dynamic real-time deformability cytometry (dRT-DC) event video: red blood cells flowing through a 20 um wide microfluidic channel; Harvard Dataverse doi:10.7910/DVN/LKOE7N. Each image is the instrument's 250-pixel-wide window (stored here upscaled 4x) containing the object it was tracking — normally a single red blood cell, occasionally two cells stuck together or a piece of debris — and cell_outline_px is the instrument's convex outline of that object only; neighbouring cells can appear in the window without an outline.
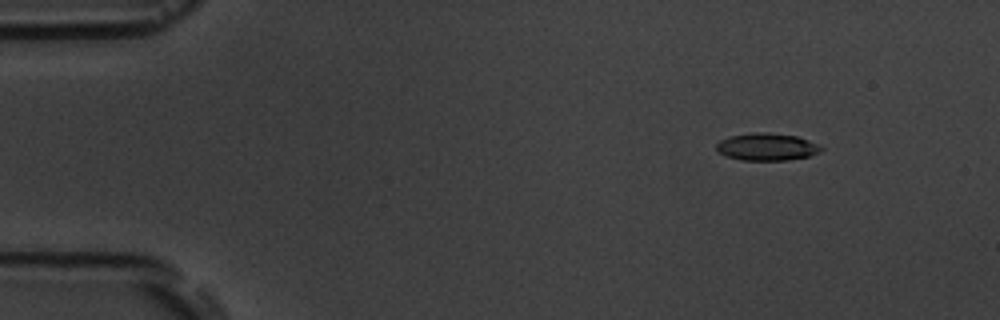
{"species": "common noctule bat (a hibernating species)", "species_latin": "Nyctalus noctula", "temperature_condition": "room temperature", "stored_images_in_passage": 6, "camera_frame_rate_fps": 3000, "um_per_image_px": 0.085, "animal": {"sex": "male", "body_mass_g": 19.5, "forearm_length_mm": 54.6}, "frame": {"image": 1, "passage_image": 2, "time_ms": 1.0, "image_size_px": [1000, 320], "cell_outline_px": [[824, 148], [820, 152], [808, 156], [788, 160], [740, 160], [728, 156], [720, 152], [716, 148], [716, 144], [720, 140], [728, 136], [752, 132], [764, 132], [796, 136], [808, 140]], "centroid_in_image_um": [65.16, 12.47], "position_along_channel_um": 19.8, "area_um2": 16.59}}
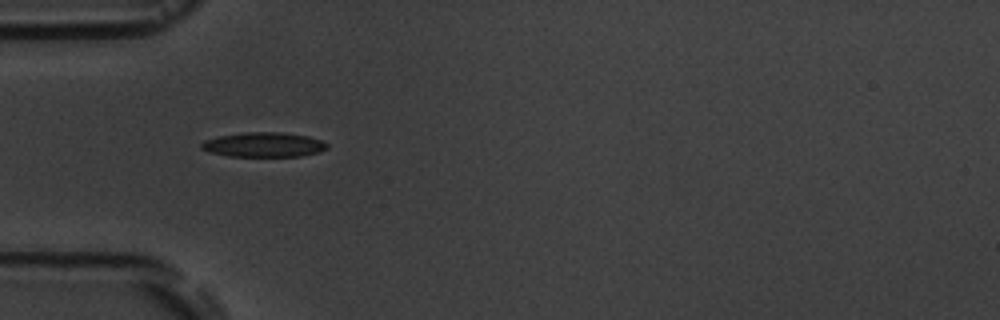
{"frame": {"image": 2, "passage_image": 5, "time_ms": 4.667, "image_size_px": [1000, 320], "cell_outline_px": [[328, 148], [320, 152], [300, 156], [228, 156], [208, 152], [200, 148], [200, 144], [204, 140], [220, 136], [244, 132], [280, 132], [308, 136], [320, 140], [328, 144]], "centroid_in_image_um": [22.4, 12.3], "position_along_channel_um": 62.6, "area_um2": 18.09}}
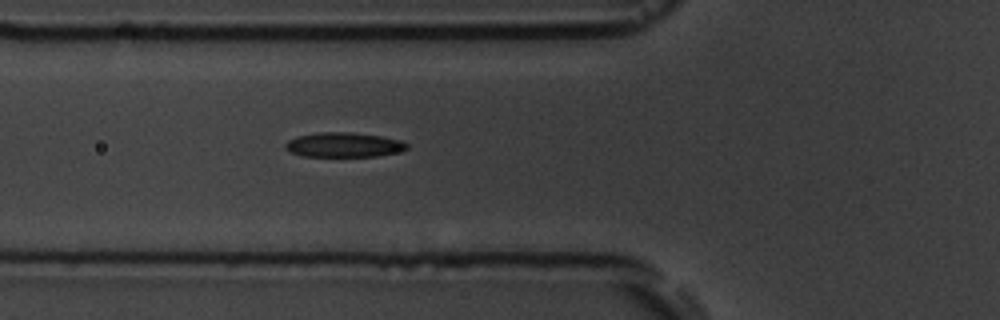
{"frame": {"image": 3, "passage_image": 6, "time_ms": 5.667, "image_size_px": [1000, 320], "cell_outline_px": [[408, 148], [404, 152], [376, 156], [304, 156], [292, 152], [284, 148], [284, 144], [288, 140], [296, 136], [320, 132], [348, 132], [380, 136], [400, 140], [408, 144]], "centroid_in_image_um": [29.25, 12.31], "position_along_channel_um": 96.6, "area_um2": 17.51}}